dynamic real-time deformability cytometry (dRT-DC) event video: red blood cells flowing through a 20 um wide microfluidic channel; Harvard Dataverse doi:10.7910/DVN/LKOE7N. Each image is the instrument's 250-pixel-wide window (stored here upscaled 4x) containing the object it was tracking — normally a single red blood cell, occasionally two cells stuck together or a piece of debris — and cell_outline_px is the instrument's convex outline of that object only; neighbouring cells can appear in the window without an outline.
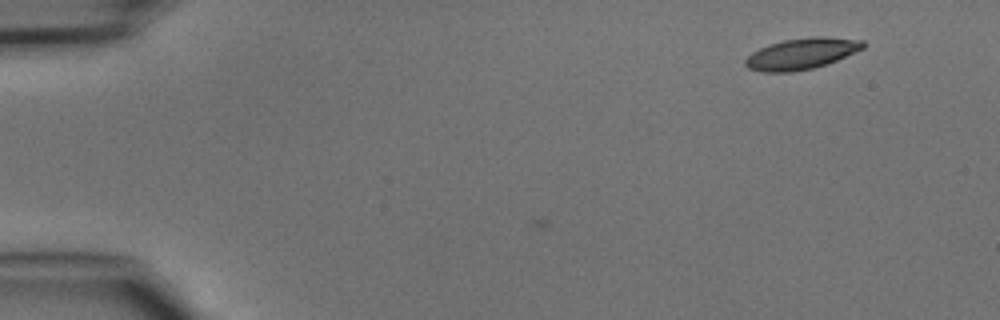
{"species": "common noctule bat (a hibernating species)", "species_latin": "Nyctalus noctula", "temperature_condition": "cold", "stored_images_in_passage": 5, "camera_frame_rate_fps": 3000, "um_per_image_px": 0.085, "animal": {"sex": "male", "body_mass_g": 15.6}, "frame": {"image": 1, "passage_image": 1, "time_ms": 0.0, "image_size_px": [1000, 320], "cell_outline_px": [[868, 44], [864, 48], [828, 64], [812, 68], [792, 72], [760, 72], [748, 68], [744, 64], [744, 60], [752, 52], [768, 44], [784, 40], [812, 36], [824, 36], [864, 40]], "centroid_in_image_um": [68.15, 4.56], "position_along_channel_um": 16.9, "area_um2": 21.62}}